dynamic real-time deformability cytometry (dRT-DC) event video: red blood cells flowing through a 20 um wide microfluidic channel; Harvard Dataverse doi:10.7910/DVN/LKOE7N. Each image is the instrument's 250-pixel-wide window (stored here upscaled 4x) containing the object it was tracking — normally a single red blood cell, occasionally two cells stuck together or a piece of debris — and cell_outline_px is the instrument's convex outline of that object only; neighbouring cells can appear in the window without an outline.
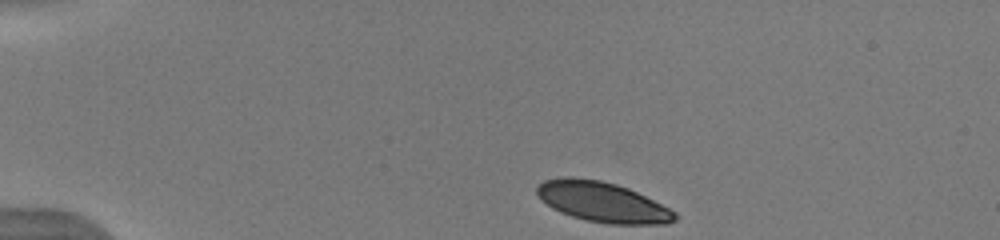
{"species": "human", "species_latin": "Homo sapiens", "temperature_condition": "warm", "stored_images_in_passage": 42, "camera_frame_rate_fps": 3000, "um_per_image_px": 0.085, "donor": {"sex": "male"}, "frame": {"image": 1, "passage_image": 1, "time_ms": 0.0, "image_size_px": [1000, 240], "cell_outline_px": [[680, 216], [676, 220], [668, 224], [608, 224], [588, 220], [572, 216], [560, 212], [552, 208], [540, 200], [536, 192], [536, 188], [544, 180], [560, 176], [572, 176], [600, 180], [616, 184], [628, 188], [676, 212]], "centroid_in_image_um": [51.18, 17.16], "position_along_channel_um": 33.8, "area_um2": 32.37}}
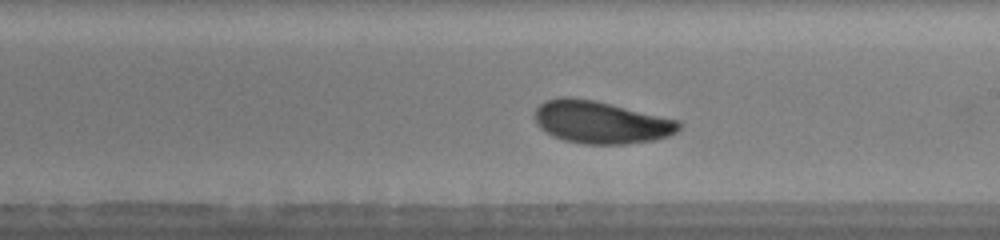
{"frame": {"image": 2, "passage_image": 22, "time_ms": 7.0, "image_size_px": [1000, 240], "cell_outline_px": [[680, 128], [676, 132], [668, 136], [652, 140], [624, 144], [584, 144], [564, 140], [552, 136], [540, 128], [536, 124], [532, 116], [536, 108], [544, 100], [560, 96], [568, 96], [596, 100], [680, 120]], "centroid_in_image_um": [51.02, 10.37], "position_along_channel_um": 238.0, "area_um2": 36.13}}
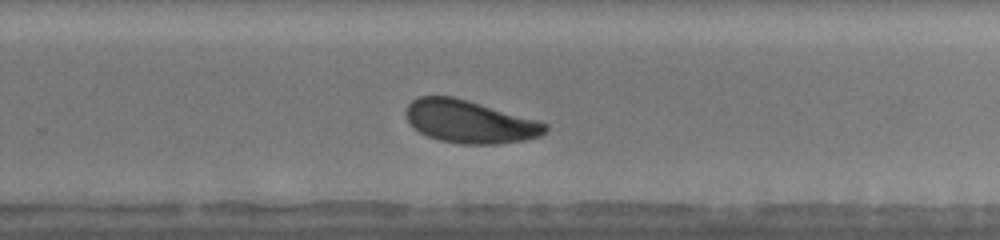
{"frame": {"image": 3, "passage_image": 26, "time_ms": 8.333, "image_size_px": [1000, 240], "cell_outline_px": [[548, 128], [540, 136], [524, 140], [496, 144], [460, 144], [440, 140], [428, 136], [420, 132], [408, 120], [404, 112], [408, 104], [412, 100], [420, 96], [452, 96], [536, 120], [548, 124]], "centroid_in_image_um": [39.9, 10.35], "position_along_channel_um": 289.9, "area_um2": 34.22}, "authors_computed_cell_mechanics": {"area_um2": 34.8534, "velocity_mm_per_s": 3.93, "shape_relaxation_time_tau1_ms": 1.8486, "shape_relaxation_time_tau2_ms": 6.6771, "deformation_change_tau1": 0.0954, "deformation_change_tau2": 0.1366}}